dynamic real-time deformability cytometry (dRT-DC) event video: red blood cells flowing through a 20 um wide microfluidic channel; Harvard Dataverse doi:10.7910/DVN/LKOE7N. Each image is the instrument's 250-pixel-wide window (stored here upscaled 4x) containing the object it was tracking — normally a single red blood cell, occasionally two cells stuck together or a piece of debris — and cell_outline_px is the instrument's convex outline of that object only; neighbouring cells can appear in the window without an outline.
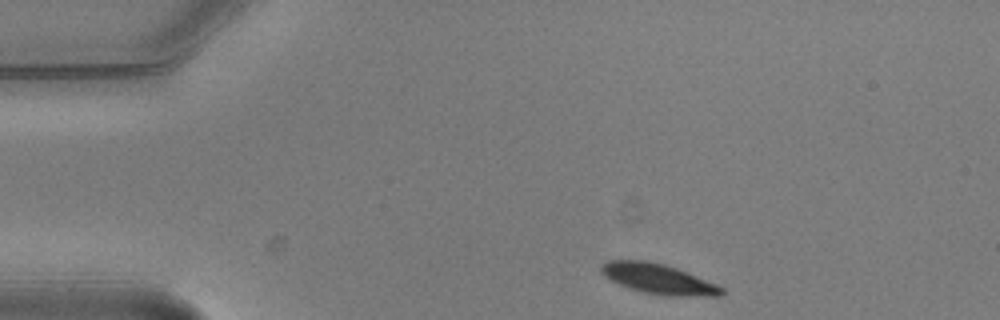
{"species": "common noctule bat (a hibernating species)", "species_latin": "Nyctalus noctula", "temperature_condition": "warm", "stored_images_in_passage": 3, "camera_frame_rate_fps": 3000, "um_per_image_px": 0.085, "animal": {"sex": "male", "body_mass_g": 20.5, "forearm_length_mm": 52.5}, "frame": {"image": 1, "passage_image": 1, "time_ms": 0.0, "image_size_px": [1000, 320], "cell_outline_px": [[724, 292], [720, 296], [668, 296], [644, 292], [628, 288], [604, 276], [600, 272], [600, 268], [608, 260], [648, 260], [664, 264], [676, 268], [716, 284], [724, 288]], "centroid_in_image_um": [55.96, 23.71], "position_along_channel_um": 29.0, "area_um2": 20.98}}